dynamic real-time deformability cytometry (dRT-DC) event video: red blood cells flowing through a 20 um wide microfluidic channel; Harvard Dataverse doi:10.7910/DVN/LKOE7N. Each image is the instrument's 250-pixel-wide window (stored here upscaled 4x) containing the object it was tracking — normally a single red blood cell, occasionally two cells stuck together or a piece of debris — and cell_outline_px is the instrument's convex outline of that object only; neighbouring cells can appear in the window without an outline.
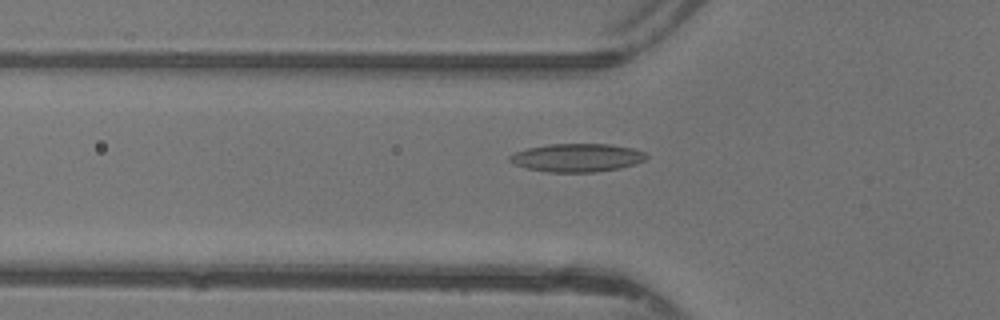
{"species": "common noctule bat (a hibernating species)", "species_latin": "Nyctalus noctula", "temperature_condition": "warm", "stored_images_in_passage": 4, "camera_frame_rate_fps": 3000, "um_per_image_px": 0.085, "animal": {"sex": "female"}, "frame": {"image": 1, "passage_image": 2, "time_ms": 0.333, "image_size_px": [1000, 320], "cell_outline_px": [[648, 156], [644, 160], [620, 168], [596, 172], [548, 172], [528, 168], [516, 164], [508, 160], [508, 156], [516, 152], [528, 148], [548, 144], [608, 144], [632, 148], [644, 152]], "centroid_in_image_um": [49.04, 13.4], "position_along_channel_um": 76.8, "area_um2": 22.25}}